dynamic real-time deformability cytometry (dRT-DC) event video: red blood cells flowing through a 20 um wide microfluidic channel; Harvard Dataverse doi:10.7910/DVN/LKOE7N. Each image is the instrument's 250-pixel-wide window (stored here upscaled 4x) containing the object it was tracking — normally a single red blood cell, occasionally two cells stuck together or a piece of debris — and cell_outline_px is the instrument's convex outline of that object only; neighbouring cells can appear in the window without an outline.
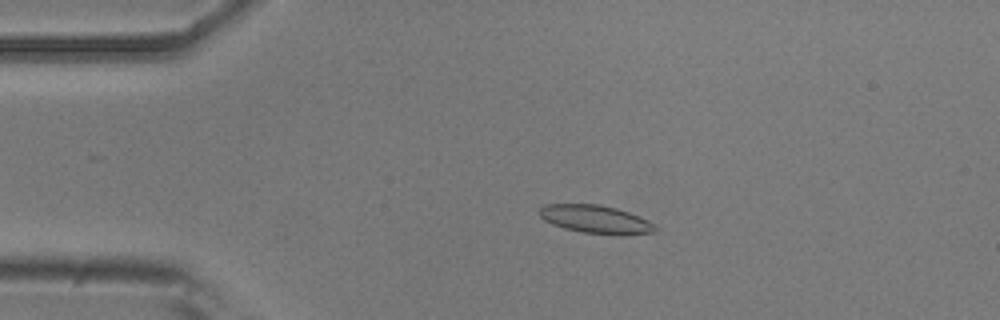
{"species": "common noctule bat (a hibernating species)", "species_latin": "Nyctalus noctula", "temperature_condition": "room temperature", "stored_images_in_passage": 52, "camera_frame_rate_fps": 3000, "um_per_image_px": 0.085, "animal": {"sex": "male", "body_mass_g": 20.5, "forearm_length_mm": 52.5}, "frame": {"image": 1, "passage_image": 11, "time_ms": 3.333, "image_size_px": [1000, 320], "cell_outline_px": [[656, 232], [620, 236], [584, 232], [564, 228], [552, 224], [544, 220], [540, 216], [540, 208], [544, 204], [600, 204], [616, 208], [628, 212], [648, 220], [656, 228]], "centroid_in_image_um": [50.64, 18.65], "position_along_channel_um": 34.4, "area_um2": 19.02}}
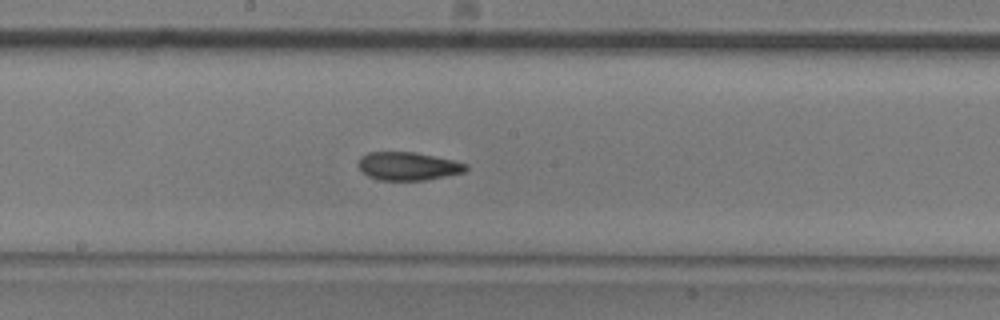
{"frame": {"image": 2, "passage_image": 28, "time_ms": 9.0, "image_size_px": [1000, 320], "cell_outline_px": [[468, 168], [464, 172], [424, 180], [380, 180], [368, 176], [356, 164], [360, 156], [368, 152], [412, 152], [452, 160], [468, 164]], "centroid_in_image_um": [34.64, 14.12], "position_along_channel_um": 213.6, "area_um2": 17.51}}
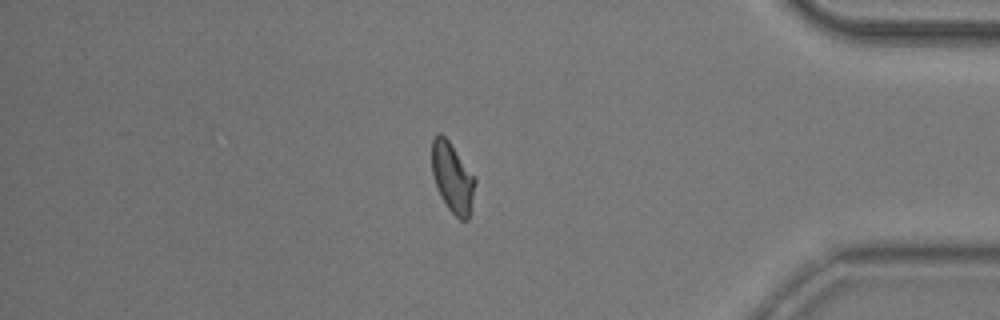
{"frame": {"image": 3, "passage_image": 45, "time_ms": 14.667, "image_size_px": [1000, 320], "cell_outline_px": [[476, 180], [468, 220], [460, 220], [448, 208], [440, 196], [432, 172], [432, 140], [436, 132], [440, 132], [448, 140], [476, 176]], "centroid_in_image_um": [38.46, 15.06], "position_along_channel_um": 396.7, "area_um2": 17.57}}